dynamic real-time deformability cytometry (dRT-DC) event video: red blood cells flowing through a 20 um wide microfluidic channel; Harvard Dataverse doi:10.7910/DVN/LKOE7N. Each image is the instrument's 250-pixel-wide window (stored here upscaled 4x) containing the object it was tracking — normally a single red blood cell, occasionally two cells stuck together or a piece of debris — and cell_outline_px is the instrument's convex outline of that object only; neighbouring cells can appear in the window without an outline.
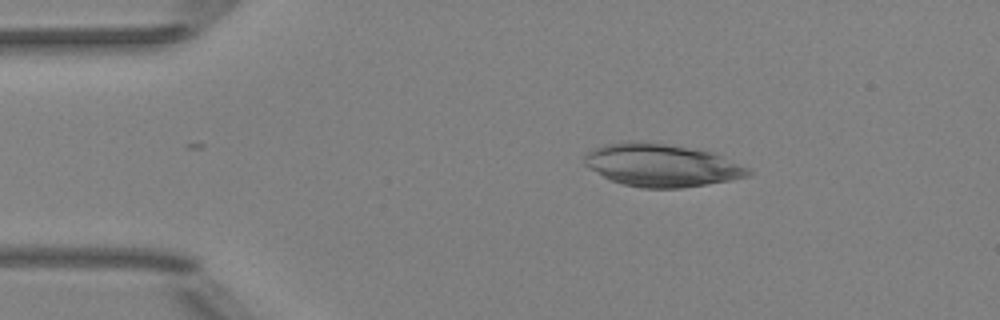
{"species": "Egyptian fruit bat (a non-hibernating species)", "species_latin": "Rousettus aegyptiacus", "temperature_condition": "room temperature", "stored_images_in_passage": 4, "camera_frame_rate_fps": 3000, "um_per_image_px": 0.085, "animal": {"sex": "female"}, "frame": {"image": 1, "passage_image": 4, "time_ms": 3.333, "image_size_px": [1000, 320], "cell_outline_px": [[752, 172], [748, 176], [728, 180], [680, 188], [640, 188], [624, 184], [612, 180], [588, 168], [584, 164], [584, 156], [592, 148], [604, 144], [664, 144], [716, 152], [748, 168]], "centroid_in_image_um": [56.26, 14.07], "position_along_channel_um": 28.7, "area_um2": 39.77}}